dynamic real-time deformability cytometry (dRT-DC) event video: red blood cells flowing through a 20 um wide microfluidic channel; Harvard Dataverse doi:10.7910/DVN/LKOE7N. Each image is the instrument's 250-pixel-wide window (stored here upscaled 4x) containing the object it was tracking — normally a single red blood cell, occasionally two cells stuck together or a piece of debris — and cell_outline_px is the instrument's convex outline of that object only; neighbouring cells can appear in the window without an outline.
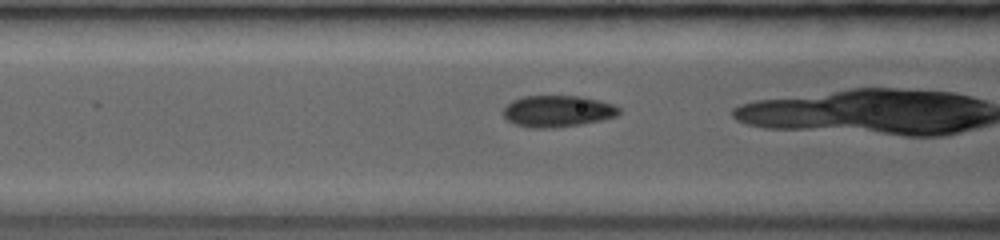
{"species": "common noctule bat (a hibernating species)", "species_latin": "Nyctalus noctula", "temperature_condition": "room temperature", "stored_images_in_passage": 20, "camera_frame_rate_fps": 3500, "um_per_image_px": 0.085, "animal": {"sex": "female", "body_mass_g": 19.0, "forearm_length_mm": 53.3}, "frame": {"image": 1, "passage_image": 20, "time_ms": 5.429, "image_size_px": [1000, 240], "cell_outline_px": [[620, 112], [616, 116], [600, 120], [580, 124], [552, 128], [532, 128], [516, 124], [508, 120], [504, 116], [504, 108], [512, 100], [524, 96], [580, 96], [612, 104], [620, 108]], "centroid_in_image_um": [47.38, 9.45], "position_along_channel_um": 119.2, "area_um2": 20.98}}